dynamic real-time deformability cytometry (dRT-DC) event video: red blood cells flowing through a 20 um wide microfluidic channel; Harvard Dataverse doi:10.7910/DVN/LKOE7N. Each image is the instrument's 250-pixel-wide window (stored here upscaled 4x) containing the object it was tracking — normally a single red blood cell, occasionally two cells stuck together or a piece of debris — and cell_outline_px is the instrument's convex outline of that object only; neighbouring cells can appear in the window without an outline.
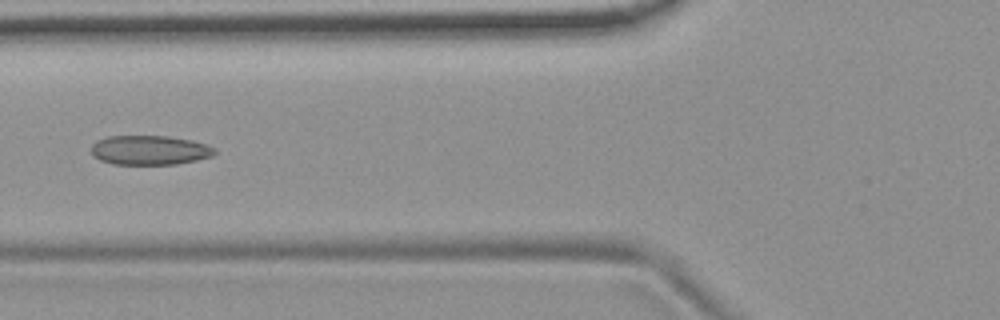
{"species": "common noctule bat (a hibernating species)", "species_latin": "Nyctalus noctula", "temperature_condition": "room temperature", "stored_images_in_passage": 6, "camera_frame_rate_fps": 3000, "um_per_image_px": 0.085, "animal": {"sex": "female", "body_mass_g": 19.9}, "frame": {"image": 1, "passage_image": 6, "time_ms": 1.667, "image_size_px": [1000, 320], "cell_outline_px": [[216, 152], [212, 156], [196, 160], [176, 164], [112, 164], [100, 160], [92, 156], [92, 144], [96, 140], [108, 136], [168, 136], [192, 140], [208, 144], [216, 148]], "centroid_in_image_um": [12.73, 12.76], "position_along_channel_um": 113.1, "area_um2": 21.33}}